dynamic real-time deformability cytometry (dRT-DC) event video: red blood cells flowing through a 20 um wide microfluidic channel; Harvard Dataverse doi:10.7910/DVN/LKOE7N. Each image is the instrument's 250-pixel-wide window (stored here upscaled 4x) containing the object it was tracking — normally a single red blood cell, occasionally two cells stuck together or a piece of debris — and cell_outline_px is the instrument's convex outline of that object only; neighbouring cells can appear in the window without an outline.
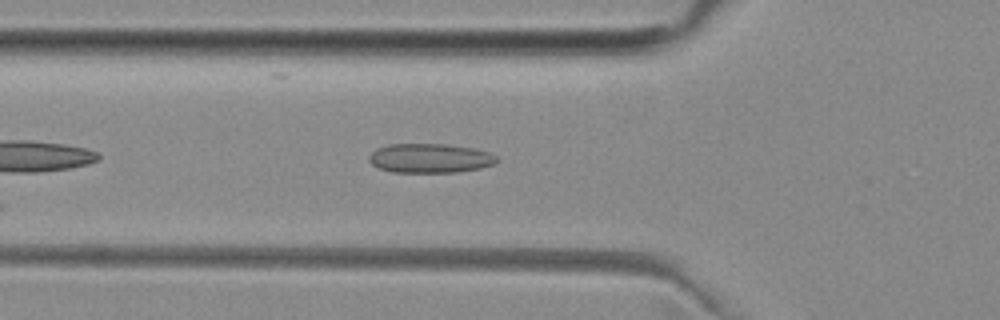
{"species": "common noctule bat (a hibernating species)", "species_latin": "Nyctalus noctula", "temperature_condition": "room temperature", "stored_images_in_passage": 5, "camera_frame_rate_fps": 3000, "um_per_image_px": 0.085, "animal": {"sex": "female", "body_mass_g": 29.2, "forearm_length_mm": 56.3}, "frame": {"image": 1, "passage_image": 2, "time_ms": 0.333, "image_size_px": [1000, 320], "cell_outline_px": [[500, 160], [492, 164], [480, 168], [460, 172], [392, 172], [380, 168], [372, 164], [368, 160], [368, 156], [376, 148], [388, 144], [448, 144], [472, 148], [492, 152]], "centroid_in_image_um": [36.56, 13.44], "position_along_channel_um": 89.2, "area_um2": 21.96}}